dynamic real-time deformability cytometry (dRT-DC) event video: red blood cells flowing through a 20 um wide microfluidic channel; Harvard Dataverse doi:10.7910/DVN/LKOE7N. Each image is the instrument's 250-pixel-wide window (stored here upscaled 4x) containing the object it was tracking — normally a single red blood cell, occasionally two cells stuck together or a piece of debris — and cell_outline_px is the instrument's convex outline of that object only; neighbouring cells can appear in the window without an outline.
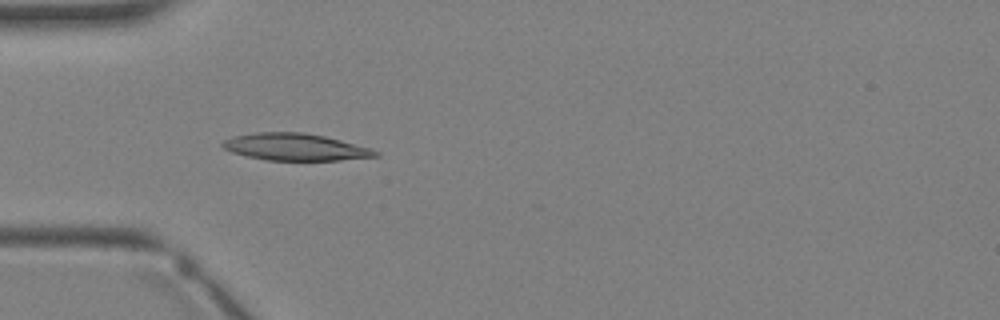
{"species": "Egyptian fruit bat (a non-hibernating species)", "species_latin": "Rousettus aegyptiacus", "temperature_condition": "warm", "stored_images_in_passage": 2, "camera_frame_rate_fps": 3000, "um_per_image_px": 0.085, "animal": {"sex": "female"}, "frame": {"image": 1, "passage_image": 2, "time_ms": 1.333, "image_size_px": [1000, 320], "cell_outline_px": [[380, 156], [340, 160], [268, 160], [248, 156], [232, 152], [224, 148], [220, 144], [224, 140], [232, 136], [256, 132], [304, 132], [324, 136], [372, 148], [380, 152]], "centroid_in_image_um": [25.12, 12.49], "position_along_channel_um": 59.9, "area_um2": 24.04}}